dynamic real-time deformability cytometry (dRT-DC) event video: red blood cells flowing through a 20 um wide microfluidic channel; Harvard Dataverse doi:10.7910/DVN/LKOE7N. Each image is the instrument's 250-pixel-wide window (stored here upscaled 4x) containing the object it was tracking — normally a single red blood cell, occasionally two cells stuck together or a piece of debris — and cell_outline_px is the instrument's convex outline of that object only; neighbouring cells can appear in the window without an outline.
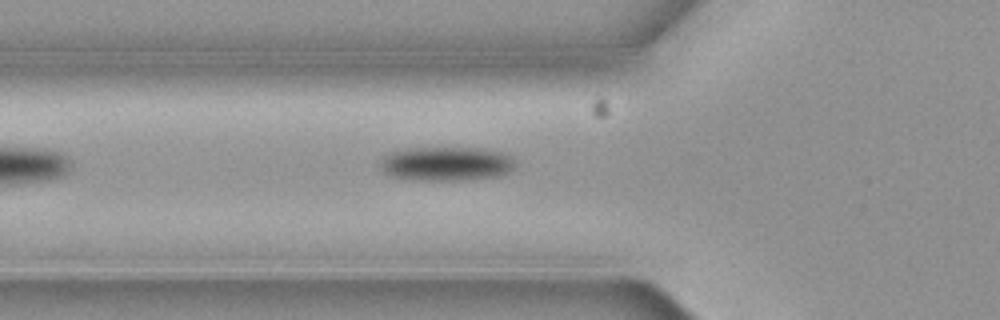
{"species": "common noctule bat (a hibernating species)", "species_latin": "Nyctalus noctula", "temperature_condition": "cold", "stored_images_in_passage": 5, "camera_frame_rate_fps": 3000, "um_per_image_px": 0.085, "animal": {"sex": "female", "body_mass_g": 19.3, "forearm_length_mm": 54.1}, "frame": {"image": 1, "passage_image": 5, "time_ms": 1.333, "image_size_px": [1000, 320], "cell_outline_px": [[512, 168], [508, 172], [496, 176], [472, 180], [412, 180], [392, 176], [384, 172], [380, 168], [380, 160], [392, 152], [412, 148], [476, 148], [500, 152], [508, 156], [512, 160]], "centroid_in_image_um": [37.88, 13.93], "position_along_channel_um": 87.9, "area_um2": 26.47}}